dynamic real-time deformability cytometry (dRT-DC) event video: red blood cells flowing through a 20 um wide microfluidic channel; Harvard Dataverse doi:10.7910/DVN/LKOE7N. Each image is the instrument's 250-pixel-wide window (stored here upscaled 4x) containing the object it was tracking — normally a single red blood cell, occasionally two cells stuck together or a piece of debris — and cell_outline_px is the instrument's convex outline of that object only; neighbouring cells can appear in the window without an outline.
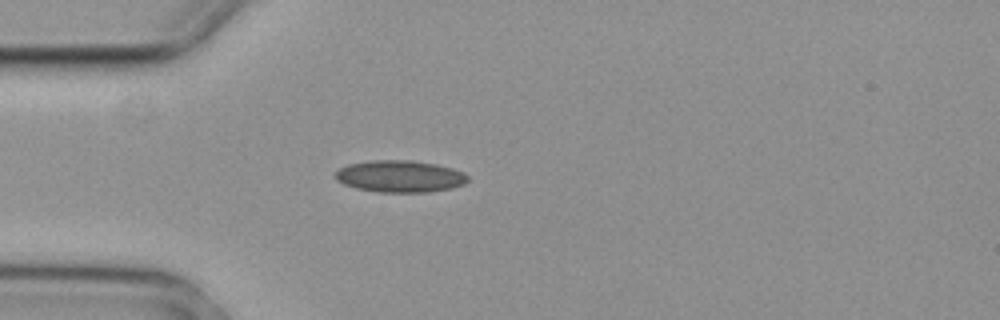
{"species": "common noctule bat (a hibernating species)", "species_latin": "Nyctalus noctula", "temperature_condition": "cold", "stored_images_in_passage": 5, "camera_frame_rate_fps": 3000, "um_per_image_px": 0.085, "animal": {"sex": "female", "body_mass_g": 29.2, "forearm_length_mm": 56.3}, "frame": {"image": 1, "passage_image": 5, "time_ms": 1.333, "image_size_px": [1000, 320], "cell_outline_px": [[468, 180], [464, 184], [452, 188], [428, 192], [380, 192], [356, 188], [344, 184], [336, 180], [332, 176], [340, 168], [348, 164], [372, 160], [408, 160], [436, 164], [452, 168], [464, 172], [468, 176]], "centroid_in_image_um": [33.99, 14.99], "position_along_channel_um": 51.0, "area_um2": 24.68}}